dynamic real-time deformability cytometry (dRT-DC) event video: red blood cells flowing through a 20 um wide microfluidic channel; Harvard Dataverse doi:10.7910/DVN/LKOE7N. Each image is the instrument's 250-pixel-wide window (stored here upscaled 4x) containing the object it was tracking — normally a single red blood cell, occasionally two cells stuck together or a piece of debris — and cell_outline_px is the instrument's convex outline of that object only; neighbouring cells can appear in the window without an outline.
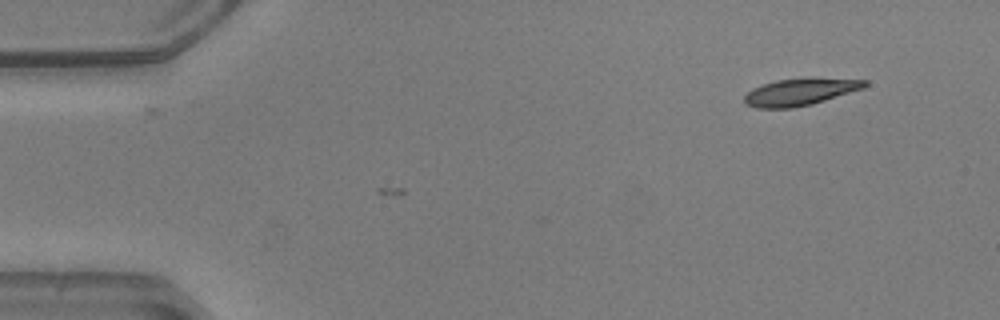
{"species": "common noctule bat (a hibernating species)", "species_latin": "Nyctalus noctula", "temperature_condition": "warm", "stored_images_in_passage": 4, "camera_frame_rate_fps": 3000, "um_per_image_px": 0.085, "animal": {"sex": "male", "body_mass_g": 20.5, "forearm_length_mm": 52.5}, "frame": {"image": 1, "passage_image": 1, "time_ms": 0.0, "image_size_px": [1000, 320], "cell_outline_px": [[868, 84], [864, 88], [812, 104], [792, 108], [756, 108], [744, 104], [744, 96], [752, 88], [776, 80], [808, 76], [868, 80]], "centroid_in_image_um": [68.03, 7.78], "position_along_channel_um": 17.0, "area_um2": 19.42}}